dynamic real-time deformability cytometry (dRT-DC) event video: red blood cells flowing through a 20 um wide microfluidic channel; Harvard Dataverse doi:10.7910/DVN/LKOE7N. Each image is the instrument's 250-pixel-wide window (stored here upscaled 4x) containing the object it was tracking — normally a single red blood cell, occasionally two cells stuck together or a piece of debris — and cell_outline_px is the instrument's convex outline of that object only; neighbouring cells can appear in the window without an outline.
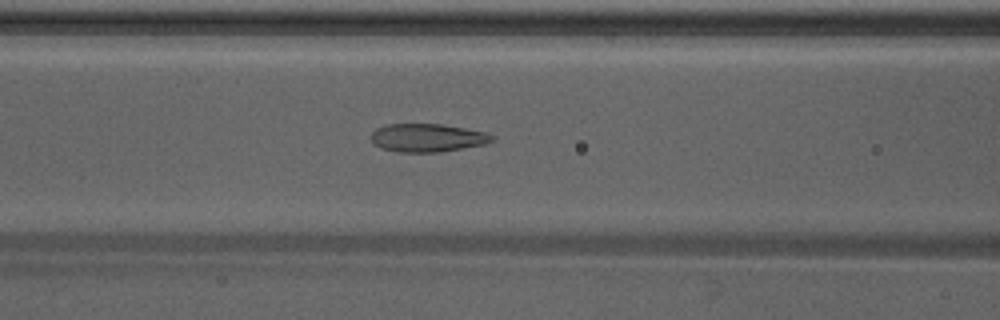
{"species": "Egyptian fruit bat (a non-hibernating species)", "species_latin": "Rousettus aegyptiacus", "temperature_condition": "warm", "stored_images_in_passage": 48, "camera_frame_rate_fps": 3000, "um_per_image_px": 0.085, "animal": {"sex": "male"}, "frame": {"image": 1, "passage_image": 20, "time_ms": 6.333, "image_size_px": [1000, 320], "cell_outline_px": [[496, 140], [484, 144], [440, 152], [396, 152], [380, 148], [372, 144], [372, 132], [376, 128], [388, 124], [440, 124], [464, 128], [484, 132], [496, 136]], "centroid_in_image_um": [36.32, 11.72], "position_along_channel_um": 130.3, "area_um2": 19.94}}
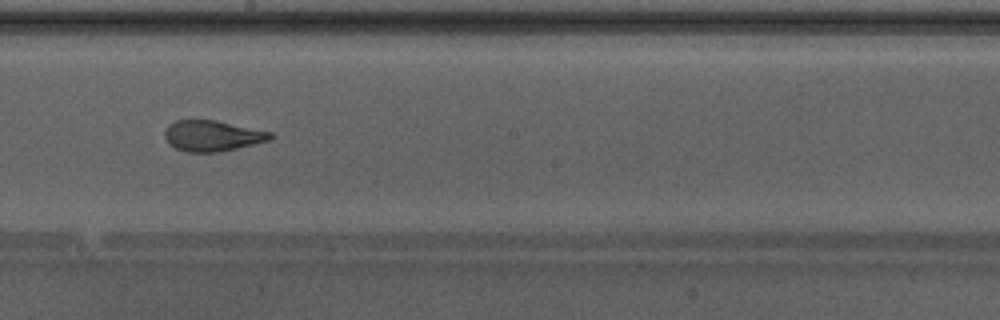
{"frame": {"image": 2, "passage_image": 27, "time_ms": 8.667, "image_size_px": [1000, 320], "cell_outline_px": [[276, 136], [272, 140], [220, 152], [188, 152], [176, 148], [164, 136], [164, 132], [168, 124], [176, 120], [216, 120], [272, 132]], "centroid_in_image_um": [18.1, 11.54], "position_along_channel_um": 230.1, "area_um2": 19.02}}
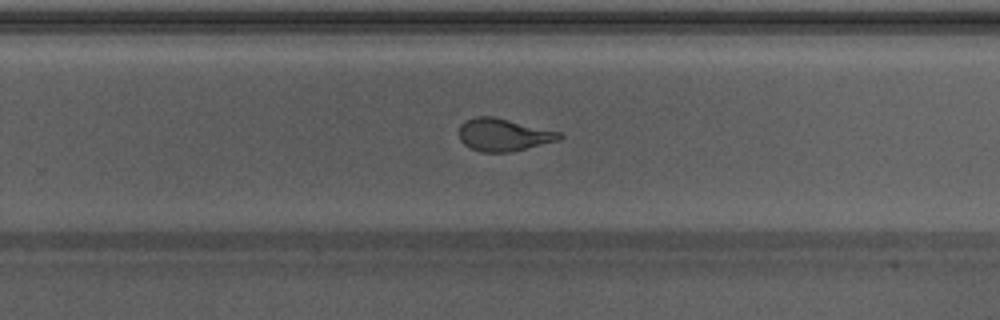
{"frame": {"image": 3, "passage_image": 31, "time_ms": 10.0, "image_size_px": [1000, 320], "cell_outline_px": [[564, 136], [560, 140], [512, 152], [480, 152], [464, 144], [460, 140], [460, 124], [476, 116], [496, 116], [564, 132]], "centroid_in_image_um": [42.88, 11.44], "position_along_channel_um": 286.9, "area_um2": 19.42}, "authors_computed_cell_mechanics": {"area_um2": 21.2126, "velocity_mm_per_s": 4.2873, "shape_relaxation_time_tau1_ms": 8.3026, "shape_relaxation_time_tau2_ms": 0.8962, "deformation_change_tau1": 0.2595, "deformation_change_tau2": 0.0683}}